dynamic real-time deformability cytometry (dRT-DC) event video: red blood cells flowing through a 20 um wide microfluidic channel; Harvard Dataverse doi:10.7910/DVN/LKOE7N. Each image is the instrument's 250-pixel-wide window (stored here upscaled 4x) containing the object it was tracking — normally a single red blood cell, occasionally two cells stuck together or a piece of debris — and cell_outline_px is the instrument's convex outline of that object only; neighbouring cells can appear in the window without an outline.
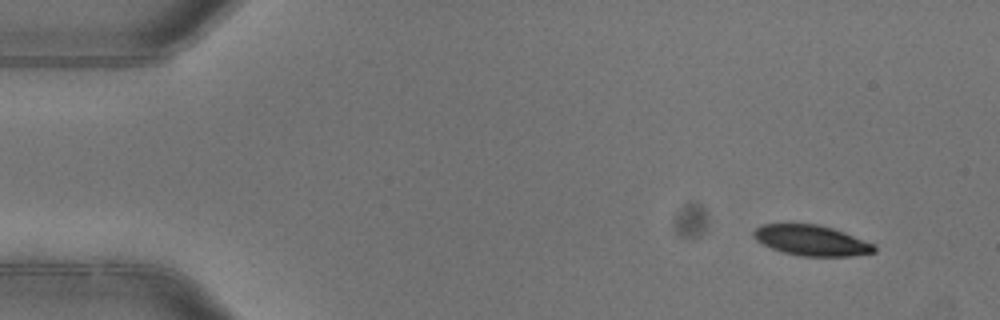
{"species": "common noctule bat (a hibernating species)", "species_latin": "Nyctalus noctula", "temperature_condition": "warm", "stored_images_in_passage": 4, "camera_frame_rate_fps": 3000, "um_per_image_px": 0.085, "animal": {"sex": "female"}, "frame": {"image": 1, "passage_image": 1, "time_ms": 0.0, "image_size_px": [1000, 320], "cell_outline_px": [[876, 252], [852, 256], [800, 256], [780, 252], [756, 240], [752, 236], [752, 232], [756, 228], [764, 224], [816, 224], [832, 228], [844, 232], [876, 244]], "centroid_in_image_um": [68.99, 20.44], "position_along_channel_um": 16.0, "area_um2": 21.5}}
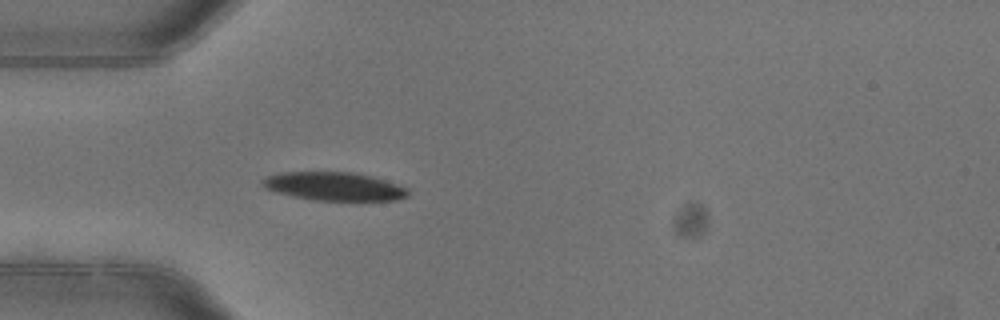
{"frame": {"image": 2, "passage_image": 4, "time_ms": 1.0, "image_size_px": [1000, 320], "cell_outline_px": [[408, 196], [396, 200], [356, 204], [312, 200], [292, 196], [264, 188], [260, 184], [260, 180], [268, 176], [280, 172], [352, 172], [372, 176], [408, 188]], "centroid_in_image_um": [28.45, 15.9], "position_along_channel_um": 56.5, "area_um2": 25.26}}